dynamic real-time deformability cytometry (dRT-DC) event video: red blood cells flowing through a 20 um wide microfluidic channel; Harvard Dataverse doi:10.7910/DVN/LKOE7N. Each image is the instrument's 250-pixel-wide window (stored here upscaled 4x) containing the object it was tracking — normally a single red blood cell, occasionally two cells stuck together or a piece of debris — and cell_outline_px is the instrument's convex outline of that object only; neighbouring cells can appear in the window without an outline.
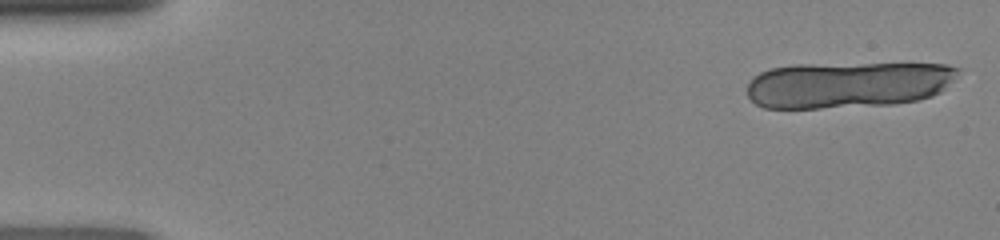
{"species": "human", "species_latin": "Homo sapiens", "temperature_condition": "room temperature", "stored_images_in_passage": 15, "camera_frame_rate_fps": 3000, "um_per_image_px": 0.085, "donor": {"sex": "female"}, "frame": {"image": 1, "passage_image": 1, "time_ms": 0.0, "image_size_px": [1000, 240], "cell_outline_px": [[960, 68], [952, 80], [940, 92], [932, 96], [916, 100], [892, 104], [820, 108], [764, 108], [756, 104], [748, 96], [748, 84], [752, 76], [760, 72], [772, 68], [796, 64], [948, 64]], "centroid_in_image_um": [72.03, 7.2], "position_along_channel_um": 13.0, "area_um2": 56.82}}